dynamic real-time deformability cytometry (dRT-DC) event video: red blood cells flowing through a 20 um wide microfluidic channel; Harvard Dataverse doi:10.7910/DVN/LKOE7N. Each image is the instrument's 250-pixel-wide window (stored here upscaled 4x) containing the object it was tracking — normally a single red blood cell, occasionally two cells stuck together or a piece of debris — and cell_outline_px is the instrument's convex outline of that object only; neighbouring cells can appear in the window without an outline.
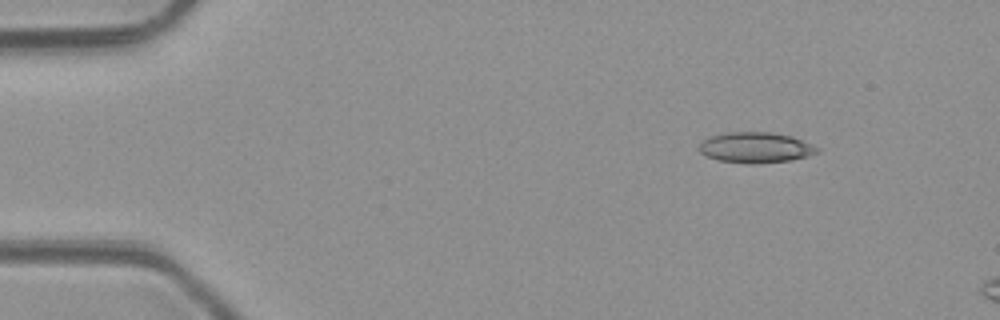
{"species": "common noctule bat (a hibernating species)", "species_latin": "Nyctalus noctula", "temperature_condition": "room temperature", "stored_images_in_passage": 4, "camera_frame_rate_fps": 3000, "um_per_image_px": 0.085, "animal": {"sex": "male", "body_mass_g": 23.1, "forearm_length_mm": 52.7}, "frame": {"image": 1, "passage_image": 2, "time_ms": 2.0, "image_size_px": [1000, 320], "cell_outline_px": [[820, 152], [808, 156], [788, 160], [752, 164], [720, 160], [708, 156], [700, 152], [700, 144], [708, 136], [724, 132], [772, 132], [792, 136], [820, 148]], "centroid_in_image_um": [64.24, 12.52], "position_along_channel_um": 20.8, "area_um2": 20.92}}